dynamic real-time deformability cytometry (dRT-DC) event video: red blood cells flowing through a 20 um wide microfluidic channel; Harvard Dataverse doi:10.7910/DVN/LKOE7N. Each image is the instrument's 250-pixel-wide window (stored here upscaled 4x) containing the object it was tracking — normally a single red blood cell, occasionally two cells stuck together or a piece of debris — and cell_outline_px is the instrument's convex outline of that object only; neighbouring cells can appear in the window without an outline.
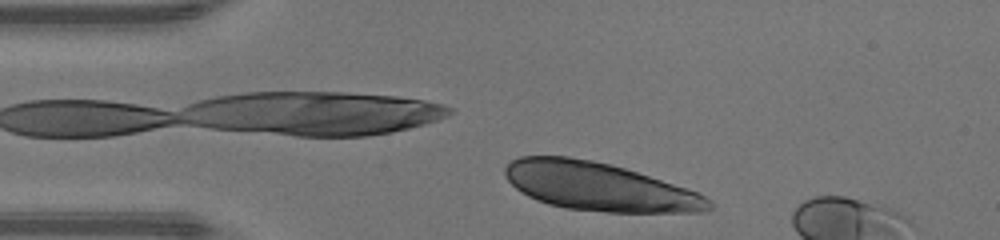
{"species": "human", "species_latin": "Homo sapiens", "temperature_condition": "warm", "stored_images_in_passage": 6, "camera_frame_rate_fps": 3000, "um_per_image_px": 0.085, "donor": {"sex": "male"}, "frame": {"image": 1, "passage_image": 1, "time_ms": 0.0, "image_size_px": [1000, 240], "cell_outline_px": [[712, 208], [700, 212], [604, 212], [564, 208], [548, 204], [536, 200], [528, 196], [516, 188], [504, 176], [504, 168], [512, 160], [520, 156], [568, 156], [592, 160], [612, 164], [696, 192], [712, 200]], "centroid_in_image_um": [50.86, 15.86], "position_along_channel_um": 34.1, "area_um2": 56.93}}